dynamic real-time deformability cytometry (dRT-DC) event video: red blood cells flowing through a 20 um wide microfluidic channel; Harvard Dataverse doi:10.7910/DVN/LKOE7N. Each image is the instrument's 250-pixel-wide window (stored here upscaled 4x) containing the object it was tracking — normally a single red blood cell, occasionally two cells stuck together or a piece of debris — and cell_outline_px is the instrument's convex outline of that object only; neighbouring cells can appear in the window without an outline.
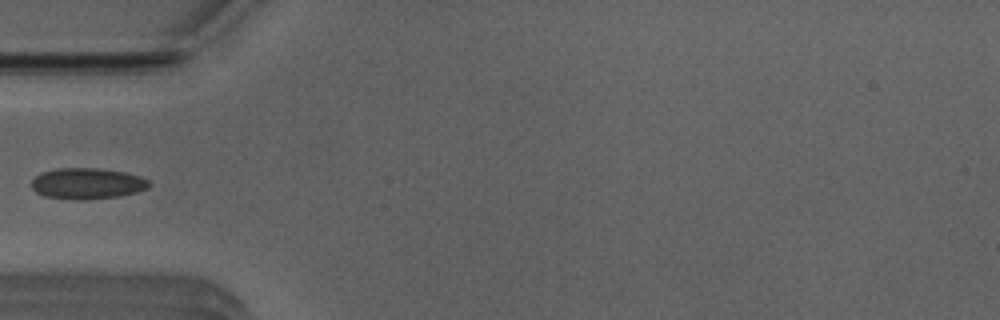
{"species": "Egyptian fruit bat (a non-hibernating species)", "species_latin": "Rousettus aegyptiacus", "temperature_condition": "room temperature", "stored_images_in_passage": 36, "camera_frame_rate_fps": 3000, "um_per_image_px": 0.085, "animal": {"sex": "male"}, "frame": {"image": 1, "passage_image": 1, "time_ms": 0.0, "image_size_px": [1000, 320], "cell_outline_px": [[152, 184], [148, 188], [136, 192], [120, 196], [84, 200], [72, 200], [44, 196], [36, 192], [32, 188], [32, 180], [40, 172], [56, 168], [96, 168], [124, 172], [140, 176], [148, 180]], "centroid_in_image_um": [7.4, 15.6], "position_along_channel_um": 77.6, "area_um2": 21.44}}
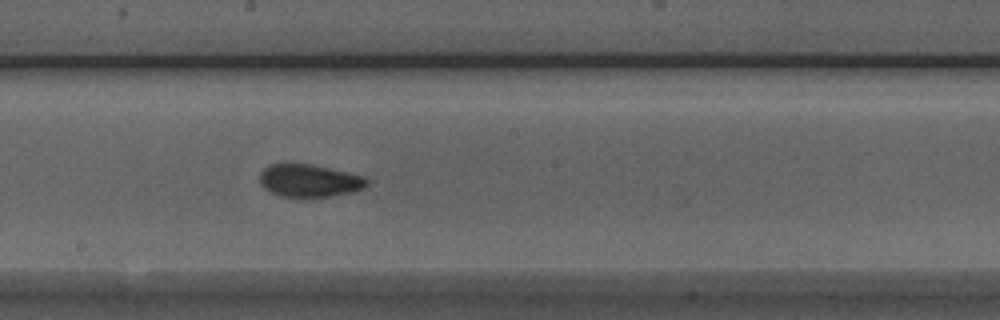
{"frame": {"image": 2, "passage_image": 12, "time_ms": 3.667, "image_size_px": [1000, 320], "cell_outline_px": [[368, 184], [364, 188], [352, 192], [332, 196], [280, 196], [264, 188], [260, 184], [260, 172], [268, 164], [280, 160], [284, 160], [312, 164], [348, 172], [364, 176], [368, 180]], "centroid_in_image_um": [26.24, 15.29], "position_along_channel_um": 222.0, "area_um2": 20.98}}
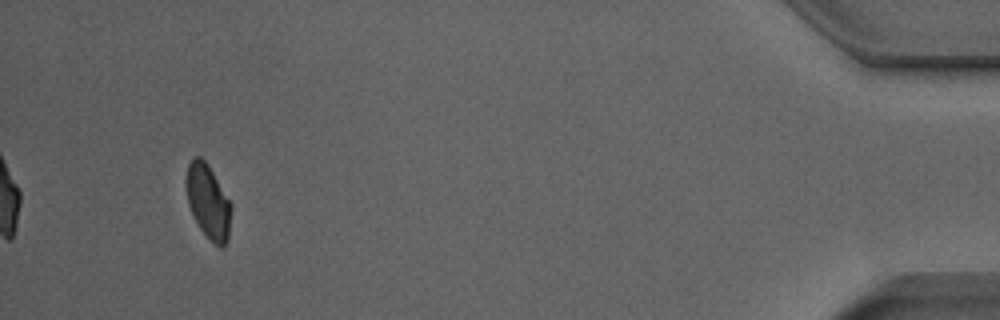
{"frame": {"image": 3, "passage_image": 33, "time_ms": 10.667, "image_size_px": [1000, 320], "cell_outline_px": [[232, 208], [228, 240], [224, 248], [220, 248], [200, 228], [188, 204], [188, 164], [196, 156], [200, 156], [208, 164], [232, 204]], "centroid_in_image_um": [17.75, 17.16], "position_along_channel_um": 417.4, "area_um2": 18.9}}